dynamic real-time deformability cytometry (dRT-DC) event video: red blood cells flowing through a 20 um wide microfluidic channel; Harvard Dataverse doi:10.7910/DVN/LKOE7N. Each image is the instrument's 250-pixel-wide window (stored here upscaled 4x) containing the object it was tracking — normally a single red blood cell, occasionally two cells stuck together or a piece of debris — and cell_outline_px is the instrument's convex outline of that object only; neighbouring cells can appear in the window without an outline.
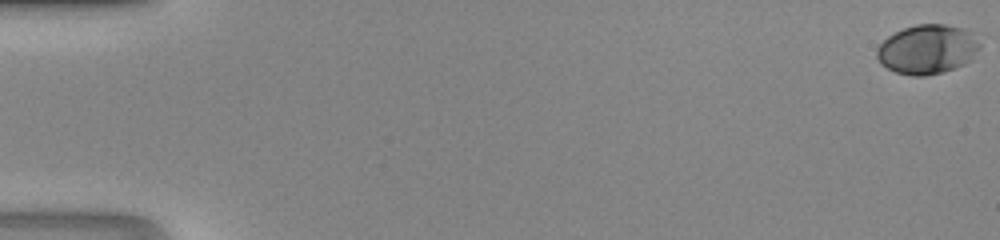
{"species": "human", "species_latin": "Homo sapiens", "temperature_condition": "room temperature", "stored_images_in_passage": 49, "camera_frame_rate_fps": 3000, "um_per_image_px": 0.085, "donor": {"sex": "male"}, "frame": {"image": 1, "passage_image": 1, "time_ms": 0.0, "image_size_px": [1000, 240], "cell_outline_px": [[980, 48], [972, 60], [956, 68], [944, 72], [924, 76], [912, 76], [896, 72], [880, 64], [876, 56], [876, 48], [888, 36], [904, 28], [916, 24], [944, 24], [964, 28], [980, 44]], "centroid_in_image_um": [78.81, 4.21], "position_along_channel_um": 6.2, "area_um2": 29.65}}
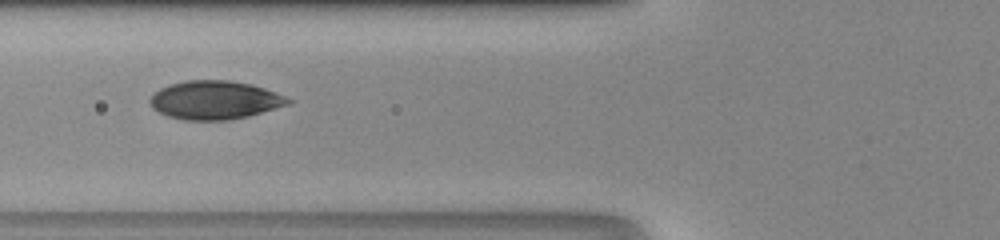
{"frame": {"image": 2, "passage_image": 21, "time_ms": 6.667, "image_size_px": [1000, 240], "cell_outline_px": [[292, 104], [248, 116], [228, 120], [184, 120], [168, 116], [152, 108], [148, 100], [160, 88], [172, 84], [188, 80], [228, 80], [252, 84], [276, 92], [292, 100]], "centroid_in_image_um": [18.28, 8.51], "position_along_channel_um": 107.5, "area_um2": 30.98}}
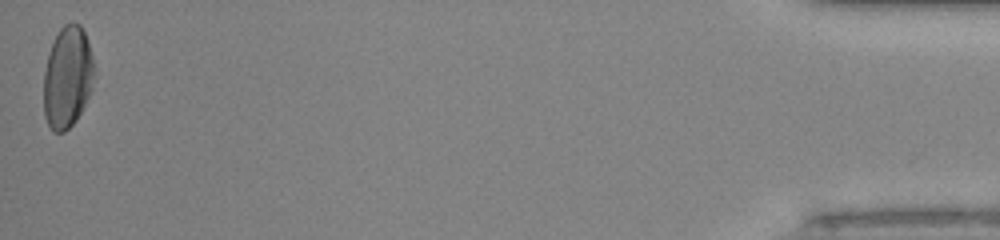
{"frame": {"image": 3, "passage_image": 49, "time_ms": 16.0, "image_size_px": [1000, 240], "cell_outline_px": [[96, 76], [92, 88], [76, 120], [64, 132], [52, 132], [44, 116], [44, 72], [48, 52], [60, 28], [64, 24], [80, 24], [88, 40], [92, 56]], "centroid_in_image_um": [5.74, 6.57], "position_along_channel_um": 429.5, "area_um2": 30.0}}